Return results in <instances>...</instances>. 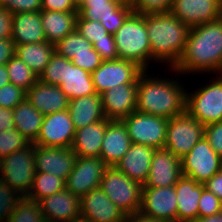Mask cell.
<instances>
[{
  "label": "cell",
  "instance_id": "30",
  "mask_svg": "<svg viewBox=\"0 0 222 222\" xmlns=\"http://www.w3.org/2000/svg\"><path fill=\"white\" fill-rule=\"evenodd\" d=\"M44 115L26 98L13 109L14 127L33 143L39 134Z\"/></svg>",
  "mask_w": 222,
  "mask_h": 222
},
{
  "label": "cell",
  "instance_id": "4",
  "mask_svg": "<svg viewBox=\"0 0 222 222\" xmlns=\"http://www.w3.org/2000/svg\"><path fill=\"white\" fill-rule=\"evenodd\" d=\"M113 37L119 59L132 61L148 70L152 55L145 15L132 12Z\"/></svg>",
  "mask_w": 222,
  "mask_h": 222
},
{
  "label": "cell",
  "instance_id": "38",
  "mask_svg": "<svg viewBox=\"0 0 222 222\" xmlns=\"http://www.w3.org/2000/svg\"><path fill=\"white\" fill-rule=\"evenodd\" d=\"M66 58L56 52L45 67L44 72L39 76L42 83L48 85H59L65 79Z\"/></svg>",
  "mask_w": 222,
  "mask_h": 222
},
{
  "label": "cell",
  "instance_id": "24",
  "mask_svg": "<svg viewBox=\"0 0 222 222\" xmlns=\"http://www.w3.org/2000/svg\"><path fill=\"white\" fill-rule=\"evenodd\" d=\"M204 184L182 176L175 184L177 196V221L193 222L198 218V205Z\"/></svg>",
  "mask_w": 222,
  "mask_h": 222
},
{
  "label": "cell",
  "instance_id": "52",
  "mask_svg": "<svg viewBox=\"0 0 222 222\" xmlns=\"http://www.w3.org/2000/svg\"><path fill=\"white\" fill-rule=\"evenodd\" d=\"M204 186L222 201V169L204 183Z\"/></svg>",
  "mask_w": 222,
  "mask_h": 222
},
{
  "label": "cell",
  "instance_id": "28",
  "mask_svg": "<svg viewBox=\"0 0 222 222\" xmlns=\"http://www.w3.org/2000/svg\"><path fill=\"white\" fill-rule=\"evenodd\" d=\"M78 11H40L42 27L47 42L56 44L76 29Z\"/></svg>",
  "mask_w": 222,
  "mask_h": 222
},
{
  "label": "cell",
  "instance_id": "26",
  "mask_svg": "<svg viewBox=\"0 0 222 222\" xmlns=\"http://www.w3.org/2000/svg\"><path fill=\"white\" fill-rule=\"evenodd\" d=\"M11 39L15 46L46 41L40 11L13 14Z\"/></svg>",
  "mask_w": 222,
  "mask_h": 222
},
{
  "label": "cell",
  "instance_id": "16",
  "mask_svg": "<svg viewBox=\"0 0 222 222\" xmlns=\"http://www.w3.org/2000/svg\"><path fill=\"white\" fill-rule=\"evenodd\" d=\"M38 202L46 222H75L81 218L80 198L66 188Z\"/></svg>",
  "mask_w": 222,
  "mask_h": 222
},
{
  "label": "cell",
  "instance_id": "20",
  "mask_svg": "<svg viewBox=\"0 0 222 222\" xmlns=\"http://www.w3.org/2000/svg\"><path fill=\"white\" fill-rule=\"evenodd\" d=\"M76 157L71 148L35 145L36 172L54 174L66 180L73 170Z\"/></svg>",
  "mask_w": 222,
  "mask_h": 222
},
{
  "label": "cell",
  "instance_id": "29",
  "mask_svg": "<svg viewBox=\"0 0 222 222\" xmlns=\"http://www.w3.org/2000/svg\"><path fill=\"white\" fill-rule=\"evenodd\" d=\"M59 86L69 100L97 94L91 73L74 65L67 58L65 79H63Z\"/></svg>",
  "mask_w": 222,
  "mask_h": 222
},
{
  "label": "cell",
  "instance_id": "6",
  "mask_svg": "<svg viewBox=\"0 0 222 222\" xmlns=\"http://www.w3.org/2000/svg\"><path fill=\"white\" fill-rule=\"evenodd\" d=\"M215 75L205 86L186 92V111L204 126L222 122V75Z\"/></svg>",
  "mask_w": 222,
  "mask_h": 222
},
{
  "label": "cell",
  "instance_id": "46",
  "mask_svg": "<svg viewBox=\"0 0 222 222\" xmlns=\"http://www.w3.org/2000/svg\"><path fill=\"white\" fill-rule=\"evenodd\" d=\"M42 0H3L1 6L12 14L41 11Z\"/></svg>",
  "mask_w": 222,
  "mask_h": 222
},
{
  "label": "cell",
  "instance_id": "14",
  "mask_svg": "<svg viewBox=\"0 0 222 222\" xmlns=\"http://www.w3.org/2000/svg\"><path fill=\"white\" fill-rule=\"evenodd\" d=\"M139 213L164 222L177 221L175 185L161 188L143 187Z\"/></svg>",
  "mask_w": 222,
  "mask_h": 222
},
{
  "label": "cell",
  "instance_id": "39",
  "mask_svg": "<svg viewBox=\"0 0 222 222\" xmlns=\"http://www.w3.org/2000/svg\"><path fill=\"white\" fill-rule=\"evenodd\" d=\"M22 198L7 182L0 179V222H6L11 217Z\"/></svg>",
  "mask_w": 222,
  "mask_h": 222
},
{
  "label": "cell",
  "instance_id": "27",
  "mask_svg": "<svg viewBox=\"0 0 222 222\" xmlns=\"http://www.w3.org/2000/svg\"><path fill=\"white\" fill-rule=\"evenodd\" d=\"M68 110L75 130L105 119L102 109V96L99 94L70 100Z\"/></svg>",
  "mask_w": 222,
  "mask_h": 222
},
{
  "label": "cell",
  "instance_id": "9",
  "mask_svg": "<svg viewBox=\"0 0 222 222\" xmlns=\"http://www.w3.org/2000/svg\"><path fill=\"white\" fill-rule=\"evenodd\" d=\"M132 143L164 148L168 119L135 111L122 119Z\"/></svg>",
  "mask_w": 222,
  "mask_h": 222
},
{
  "label": "cell",
  "instance_id": "19",
  "mask_svg": "<svg viewBox=\"0 0 222 222\" xmlns=\"http://www.w3.org/2000/svg\"><path fill=\"white\" fill-rule=\"evenodd\" d=\"M101 96L105 118L109 120H122L136 111L137 83L114 86Z\"/></svg>",
  "mask_w": 222,
  "mask_h": 222
},
{
  "label": "cell",
  "instance_id": "2",
  "mask_svg": "<svg viewBox=\"0 0 222 222\" xmlns=\"http://www.w3.org/2000/svg\"><path fill=\"white\" fill-rule=\"evenodd\" d=\"M146 73L144 70L137 79L136 111L167 119L186 111L187 90L180 79L151 77Z\"/></svg>",
  "mask_w": 222,
  "mask_h": 222
},
{
  "label": "cell",
  "instance_id": "45",
  "mask_svg": "<svg viewBox=\"0 0 222 222\" xmlns=\"http://www.w3.org/2000/svg\"><path fill=\"white\" fill-rule=\"evenodd\" d=\"M133 12L130 4H121L115 10V16H108L100 19V24L106 28L109 34H114L125 22L127 17Z\"/></svg>",
  "mask_w": 222,
  "mask_h": 222
},
{
  "label": "cell",
  "instance_id": "10",
  "mask_svg": "<svg viewBox=\"0 0 222 222\" xmlns=\"http://www.w3.org/2000/svg\"><path fill=\"white\" fill-rule=\"evenodd\" d=\"M181 166L184 176L204 184L222 169V158L203 137L187 155L181 158Z\"/></svg>",
  "mask_w": 222,
  "mask_h": 222
},
{
  "label": "cell",
  "instance_id": "44",
  "mask_svg": "<svg viewBox=\"0 0 222 222\" xmlns=\"http://www.w3.org/2000/svg\"><path fill=\"white\" fill-rule=\"evenodd\" d=\"M70 61L74 65L92 74L104 60L101 58L99 53L92 48L88 52L75 54Z\"/></svg>",
  "mask_w": 222,
  "mask_h": 222
},
{
  "label": "cell",
  "instance_id": "49",
  "mask_svg": "<svg viewBox=\"0 0 222 222\" xmlns=\"http://www.w3.org/2000/svg\"><path fill=\"white\" fill-rule=\"evenodd\" d=\"M41 10L72 12L78 11L74 0H42Z\"/></svg>",
  "mask_w": 222,
  "mask_h": 222
},
{
  "label": "cell",
  "instance_id": "37",
  "mask_svg": "<svg viewBox=\"0 0 222 222\" xmlns=\"http://www.w3.org/2000/svg\"><path fill=\"white\" fill-rule=\"evenodd\" d=\"M76 29L91 44L101 39H114L113 35L109 34L106 28L100 24V21L87 20L81 15L77 16Z\"/></svg>",
  "mask_w": 222,
  "mask_h": 222
},
{
  "label": "cell",
  "instance_id": "21",
  "mask_svg": "<svg viewBox=\"0 0 222 222\" xmlns=\"http://www.w3.org/2000/svg\"><path fill=\"white\" fill-rule=\"evenodd\" d=\"M132 144L122 120H110L103 136L100 158L109 166H115Z\"/></svg>",
  "mask_w": 222,
  "mask_h": 222
},
{
  "label": "cell",
  "instance_id": "50",
  "mask_svg": "<svg viewBox=\"0 0 222 222\" xmlns=\"http://www.w3.org/2000/svg\"><path fill=\"white\" fill-rule=\"evenodd\" d=\"M13 14L0 6V39L12 37Z\"/></svg>",
  "mask_w": 222,
  "mask_h": 222
},
{
  "label": "cell",
  "instance_id": "40",
  "mask_svg": "<svg viewBox=\"0 0 222 222\" xmlns=\"http://www.w3.org/2000/svg\"><path fill=\"white\" fill-rule=\"evenodd\" d=\"M31 142L15 128L0 131V159L27 147Z\"/></svg>",
  "mask_w": 222,
  "mask_h": 222
},
{
  "label": "cell",
  "instance_id": "33",
  "mask_svg": "<svg viewBox=\"0 0 222 222\" xmlns=\"http://www.w3.org/2000/svg\"><path fill=\"white\" fill-rule=\"evenodd\" d=\"M10 83L26 92L39 79L30 67L14 55L6 64Z\"/></svg>",
  "mask_w": 222,
  "mask_h": 222
},
{
  "label": "cell",
  "instance_id": "31",
  "mask_svg": "<svg viewBox=\"0 0 222 222\" xmlns=\"http://www.w3.org/2000/svg\"><path fill=\"white\" fill-rule=\"evenodd\" d=\"M54 53L55 44L47 41L16 45L15 51V55L25 62L38 78L44 72Z\"/></svg>",
  "mask_w": 222,
  "mask_h": 222
},
{
  "label": "cell",
  "instance_id": "56",
  "mask_svg": "<svg viewBox=\"0 0 222 222\" xmlns=\"http://www.w3.org/2000/svg\"><path fill=\"white\" fill-rule=\"evenodd\" d=\"M193 222H222V213L206 216V217H198Z\"/></svg>",
  "mask_w": 222,
  "mask_h": 222
},
{
  "label": "cell",
  "instance_id": "35",
  "mask_svg": "<svg viewBox=\"0 0 222 222\" xmlns=\"http://www.w3.org/2000/svg\"><path fill=\"white\" fill-rule=\"evenodd\" d=\"M92 48L93 44L88 42L77 29L55 44V52L69 60H71L75 54L88 52Z\"/></svg>",
  "mask_w": 222,
  "mask_h": 222
},
{
  "label": "cell",
  "instance_id": "17",
  "mask_svg": "<svg viewBox=\"0 0 222 222\" xmlns=\"http://www.w3.org/2000/svg\"><path fill=\"white\" fill-rule=\"evenodd\" d=\"M170 12L189 28L221 17V0H173Z\"/></svg>",
  "mask_w": 222,
  "mask_h": 222
},
{
  "label": "cell",
  "instance_id": "36",
  "mask_svg": "<svg viewBox=\"0 0 222 222\" xmlns=\"http://www.w3.org/2000/svg\"><path fill=\"white\" fill-rule=\"evenodd\" d=\"M6 222H45L39 202L23 197Z\"/></svg>",
  "mask_w": 222,
  "mask_h": 222
},
{
  "label": "cell",
  "instance_id": "32",
  "mask_svg": "<svg viewBox=\"0 0 222 222\" xmlns=\"http://www.w3.org/2000/svg\"><path fill=\"white\" fill-rule=\"evenodd\" d=\"M66 188L65 179L50 173L36 172L26 198L39 201Z\"/></svg>",
  "mask_w": 222,
  "mask_h": 222
},
{
  "label": "cell",
  "instance_id": "22",
  "mask_svg": "<svg viewBox=\"0 0 222 222\" xmlns=\"http://www.w3.org/2000/svg\"><path fill=\"white\" fill-rule=\"evenodd\" d=\"M26 99L43 115L68 109L70 101L59 85H48L39 79L26 92Z\"/></svg>",
  "mask_w": 222,
  "mask_h": 222
},
{
  "label": "cell",
  "instance_id": "7",
  "mask_svg": "<svg viewBox=\"0 0 222 222\" xmlns=\"http://www.w3.org/2000/svg\"><path fill=\"white\" fill-rule=\"evenodd\" d=\"M35 174L33 143L0 159V179L7 182L22 197H26L30 192Z\"/></svg>",
  "mask_w": 222,
  "mask_h": 222
},
{
  "label": "cell",
  "instance_id": "53",
  "mask_svg": "<svg viewBox=\"0 0 222 222\" xmlns=\"http://www.w3.org/2000/svg\"><path fill=\"white\" fill-rule=\"evenodd\" d=\"M14 127L13 109L0 107V131L11 130Z\"/></svg>",
  "mask_w": 222,
  "mask_h": 222
},
{
  "label": "cell",
  "instance_id": "18",
  "mask_svg": "<svg viewBox=\"0 0 222 222\" xmlns=\"http://www.w3.org/2000/svg\"><path fill=\"white\" fill-rule=\"evenodd\" d=\"M80 207L81 218L91 222H124L126 218L100 187L82 196Z\"/></svg>",
  "mask_w": 222,
  "mask_h": 222
},
{
  "label": "cell",
  "instance_id": "11",
  "mask_svg": "<svg viewBox=\"0 0 222 222\" xmlns=\"http://www.w3.org/2000/svg\"><path fill=\"white\" fill-rule=\"evenodd\" d=\"M143 71L136 63L118 58L103 61L91 75L96 93L102 95L114 86L137 83Z\"/></svg>",
  "mask_w": 222,
  "mask_h": 222
},
{
  "label": "cell",
  "instance_id": "15",
  "mask_svg": "<svg viewBox=\"0 0 222 222\" xmlns=\"http://www.w3.org/2000/svg\"><path fill=\"white\" fill-rule=\"evenodd\" d=\"M183 176L181 159L168 149L158 148L152 156L149 175L143 187H170Z\"/></svg>",
  "mask_w": 222,
  "mask_h": 222
},
{
  "label": "cell",
  "instance_id": "59",
  "mask_svg": "<svg viewBox=\"0 0 222 222\" xmlns=\"http://www.w3.org/2000/svg\"><path fill=\"white\" fill-rule=\"evenodd\" d=\"M75 222H91V221H87L85 219L80 218V219L76 220Z\"/></svg>",
  "mask_w": 222,
  "mask_h": 222
},
{
  "label": "cell",
  "instance_id": "60",
  "mask_svg": "<svg viewBox=\"0 0 222 222\" xmlns=\"http://www.w3.org/2000/svg\"><path fill=\"white\" fill-rule=\"evenodd\" d=\"M221 17H222V0H221Z\"/></svg>",
  "mask_w": 222,
  "mask_h": 222
},
{
  "label": "cell",
  "instance_id": "43",
  "mask_svg": "<svg viewBox=\"0 0 222 222\" xmlns=\"http://www.w3.org/2000/svg\"><path fill=\"white\" fill-rule=\"evenodd\" d=\"M219 213H222V201L204 188L199 199L198 217H206Z\"/></svg>",
  "mask_w": 222,
  "mask_h": 222
},
{
  "label": "cell",
  "instance_id": "34",
  "mask_svg": "<svg viewBox=\"0 0 222 222\" xmlns=\"http://www.w3.org/2000/svg\"><path fill=\"white\" fill-rule=\"evenodd\" d=\"M121 4L117 0H86L78 8V15L87 20L100 21L108 16H115V10Z\"/></svg>",
  "mask_w": 222,
  "mask_h": 222
},
{
  "label": "cell",
  "instance_id": "55",
  "mask_svg": "<svg viewBox=\"0 0 222 222\" xmlns=\"http://www.w3.org/2000/svg\"><path fill=\"white\" fill-rule=\"evenodd\" d=\"M10 83L6 65H0V88Z\"/></svg>",
  "mask_w": 222,
  "mask_h": 222
},
{
  "label": "cell",
  "instance_id": "47",
  "mask_svg": "<svg viewBox=\"0 0 222 222\" xmlns=\"http://www.w3.org/2000/svg\"><path fill=\"white\" fill-rule=\"evenodd\" d=\"M204 137L212 149L222 158V122H215L205 126Z\"/></svg>",
  "mask_w": 222,
  "mask_h": 222
},
{
  "label": "cell",
  "instance_id": "48",
  "mask_svg": "<svg viewBox=\"0 0 222 222\" xmlns=\"http://www.w3.org/2000/svg\"><path fill=\"white\" fill-rule=\"evenodd\" d=\"M93 48L99 53L101 58L105 60H116L118 54L114 39H101L93 44Z\"/></svg>",
  "mask_w": 222,
  "mask_h": 222
},
{
  "label": "cell",
  "instance_id": "1",
  "mask_svg": "<svg viewBox=\"0 0 222 222\" xmlns=\"http://www.w3.org/2000/svg\"><path fill=\"white\" fill-rule=\"evenodd\" d=\"M175 76L183 74H221L222 17L190 27L185 50L174 68ZM213 72V73H212Z\"/></svg>",
  "mask_w": 222,
  "mask_h": 222
},
{
  "label": "cell",
  "instance_id": "13",
  "mask_svg": "<svg viewBox=\"0 0 222 222\" xmlns=\"http://www.w3.org/2000/svg\"><path fill=\"white\" fill-rule=\"evenodd\" d=\"M75 128L69 110L44 115L37 139L34 145L44 147L71 148Z\"/></svg>",
  "mask_w": 222,
  "mask_h": 222
},
{
  "label": "cell",
  "instance_id": "41",
  "mask_svg": "<svg viewBox=\"0 0 222 222\" xmlns=\"http://www.w3.org/2000/svg\"><path fill=\"white\" fill-rule=\"evenodd\" d=\"M173 0H131L130 6L134 13H168L171 10Z\"/></svg>",
  "mask_w": 222,
  "mask_h": 222
},
{
  "label": "cell",
  "instance_id": "12",
  "mask_svg": "<svg viewBox=\"0 0 222 222\" xmlns=\"http://www.w3.org/2000/svg\"><path fill=\"white\" fill-rule=\"evenodd\" d=\"M109 166L100 157H79L73 170L66 178V189L81 198L91 190L100 187L105 170Z\"/></svg>",
  "mask_w": 222,
  "mask_h": 222
},
{
  "label": "cell",
  "instance_id": "23",
  "mask_svg": "<svg viewBox=\"0 0 222 222\" xmlns=\"http://www.w3.org/2000/svg\"><path fill=\"white\" fill-rule=\"evenodd\" d=\"M154 152L153 147L132 143L115 167L131 180L144 185L149 175Z\"/></svg>",
  "mask_w": 222,
  "mask_h": 222
},
{
  "label": "cell",
  "instance_id": "3",
  "mask_svg": "<svg viewBox=\"0 0 222 222\" xmlns=\"http://www.w3.org/2000/svg\"><path fill=\"white\" fill-rule=\"evenodd\" d=\"M145 24L152 62L174 68L185 50L190 28L171 12L145 14Z\"/></svg>",
  "mask_w": 222,
  "mask_h": 222
},
{
  "label": "cell",
  "instance_id": "8",
  "mask_svg": "<svg viewBox=\"0 0 222 222\" xmlns=\"http://www.w3.org/2000/svg\"><path fill=\"white\" fill-rule=\"evenodd\" d=\"M205 126L187 111L168 119L164 147L178 158L187 155L204 137Z\"/></svg>",
  "mask_w": 222,
  "mask_h": 222
},
{
  "label": "cell",
  "instance_id": "25",
  "mask_svg": "<svg viewBox=\"0 0 222 222\" xmlns=\"http://www.w3.org/2000/svg\"><path fill=\"white\" fill-rule=\"evenodd\" d=\"M105 118L75 131L71 149L79 157H99L108 122Z\"/></svg>",
  "mask_w": 222,
  "mask_h": 222
},
{
  "label": "cell",
  "instance_id": "51",
  "mask_svg": "<svg viewBox=\"0 0 222 222\" xmlns=\"http://www.w3.org/2000/svg\"><path fill=\"white\" fill-rule=\"evenodd\" d=\"M16 46L11 38L0 39V65H6L15 55Z\"/></svg>",
  "mask_w": 222,
  "mask_h": 222
},
{
  "label": "cell",
  "instance_id": "42",
  "mask_svg": "<svg viewBox=\"0 0 222 222\" xmlns=\"http://www.w3.org/2000/svg\"><path fill=\"white\" fill-rule=\"evenodd\" d=\"M26 98V91L11 83L0 88V107L14 109Z\"/></svg>",
  "mask_w": 222,
  "mask_h": 222
},
{
  "label": "cell",
  "instance_id": "57",
  "mask_svg": "<svg viewBox=\"0 0 222 222\" xmlns=\"http://www.w3.org/2000/svg\"><path fill=\"white\" fill-rule=\"evenodd\" d=\"M86 0H74L77 8H79Z\"/></svg>",
  "mask_w": 222,
  "mask_h": 222
},
{
  "label": "cell",
  "instance_id": "5",
  "mask_svg": "<svg viewBox=\"0 0 222 222\" xmlns=\"http://www.w3.org/2000/svg\"><path fill=\"white\" fill-rule=\"evenodd\" d=\"M100 188L126 216L139 213L143 185L128 178L115 166L105 170Z\"/></svg>",
  "mask_w": 222,
  "mask_h": 222
},
{
  "label": "cell",
  "instance_id": "54",
  "mask_svg": "<svg viewBox=\"0 0 222 222\" xmlns=\"http://www.w3.org/2000/svg\"><path fill=\"white\" fill-rule=\"evenodd\" d=\"M124 222H164V221L151 219V218L141 215L140 213H136V214L126 216Z\"/></svg>",
  "mask_w": 222,
  "mask_h": 222
},
{
  "label": "cell",
  "instance_id": "58",
  "mask_svg": "<svg viewBox=\"0 0 222 222\" xmlns=\"http://www.w3.org/2000/svg\"><path fill=\"white\" fill-rule=\"evenodd\" d=\"M120 1L123 4H130L131 0H117Z\"/></svg>",
  "mask_w": 222,
  "mask_h": 222
}]
</instances>
